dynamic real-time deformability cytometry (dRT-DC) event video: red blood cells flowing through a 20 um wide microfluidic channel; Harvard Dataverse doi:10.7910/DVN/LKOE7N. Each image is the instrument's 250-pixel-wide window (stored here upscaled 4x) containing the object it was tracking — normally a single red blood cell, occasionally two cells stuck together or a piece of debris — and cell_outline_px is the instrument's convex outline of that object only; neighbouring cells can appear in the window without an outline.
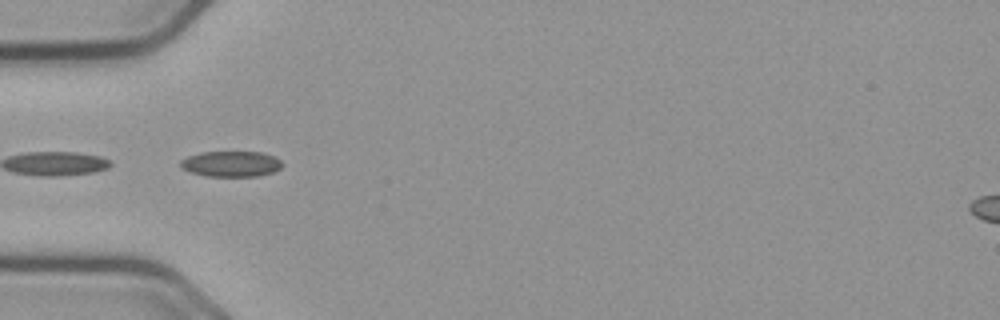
{"species": "common noctule bat (a hibernating species)", "species_latin": "Nyctalus noctula", "temperature_condition": "cold", "stored_images_in_passage": 32, "camera_frame_rate_fps": 3000, "um_per_image_px": 0.085, "animal": {"sex": "male", "body_mass_g": 23.1, "forearm_length_mm": 52.7}, "frame": {"image": 1, "passage_image": 1, "time_ms": 0.0, "image_size_px": [1000, 320], "cell_outline_px": [[284, 164], [280, 168], [272, 172], [256, 176], [208, 176], [192, 172], [180, 168], [180, 160], [188, 156], [200, 152], [260, 152], [276, 156]], "centroid_in_image_um": [19.65, 13.92], "position_along_channel_um": 65.4, "area_um2": 15.2}, "authors_computed_cell_mechanics": {"area_um2": 15.317, "velocity_mm_per_s": 3.6279, "shape_relaxation_time_tau1_ms": 5.396, "shape_relaxation_time_tau2_ms": 4.5289, "deformation_change_tau1": 0.1109, "deformation_change_tau2": 0.0739}}